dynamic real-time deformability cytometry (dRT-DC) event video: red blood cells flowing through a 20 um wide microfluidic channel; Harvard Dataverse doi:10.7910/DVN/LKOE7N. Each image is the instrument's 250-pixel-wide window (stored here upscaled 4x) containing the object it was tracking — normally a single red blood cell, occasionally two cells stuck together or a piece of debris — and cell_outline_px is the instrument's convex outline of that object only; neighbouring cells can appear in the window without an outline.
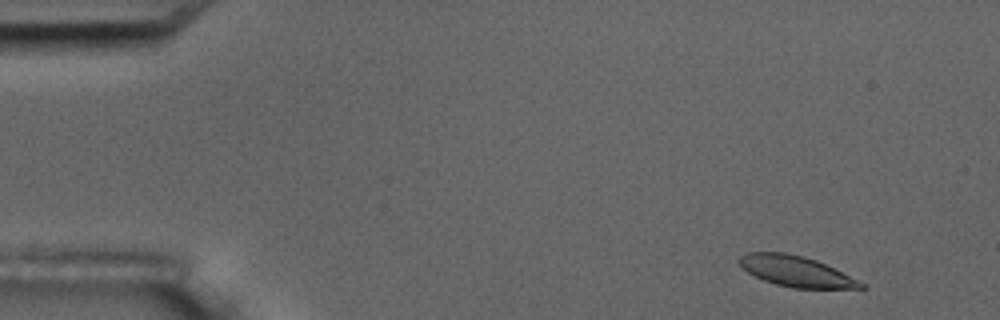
{"species": "common noctule bat (a hibernating species)", "species_latin": "Nyctalus noctula", "temperature_condition": "room temperature", "stored_images_in_passage": 5, "segment_of_instrument_passage": [1, 2], "camera_frame_rate_fps": 3000, "um_per_image_px": 0.085, "animal": {"sex": "male", "body_mass_g": 17.5, "forearm_length_mm": 52.3}, "frame": {"image": 1, "passage_image": 1, "time_ms": 0.0, "image_size_px": [1000, 320], "cell_outline_px": [[868, 288], [792, 288], [776, 284], [764, 280], [748, 272], [740, 264], [740, 256], [748, 252], [784, 252], [804, 256], [816, 260], [868, 284]], "centroid_in_image_um": [67.72, 23.06], "position_along_channel_um": 17.3, "area_um2": 21.56}}